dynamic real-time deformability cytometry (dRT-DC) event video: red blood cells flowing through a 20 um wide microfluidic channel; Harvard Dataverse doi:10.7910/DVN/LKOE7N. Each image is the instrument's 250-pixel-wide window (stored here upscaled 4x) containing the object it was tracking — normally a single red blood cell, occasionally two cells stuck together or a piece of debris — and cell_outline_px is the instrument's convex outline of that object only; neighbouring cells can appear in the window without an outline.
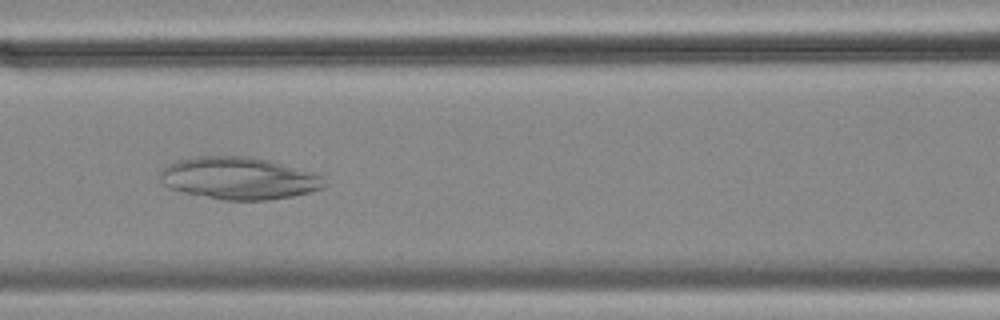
{"species": "common noctule bat (a hibernating species)", "species_latin": "Nyctalus noctula", "temperature_condition": "cold", "stored_images_in_passage": 34, "camera_frame_rate_fps": 3000, "um_per_image_px": 0.085, "animal": {"sex": "female", "body_mass_g": 18.4}, "frame": {"image": 1, "passage_image": 9, "time_ms": 2.667, "image_size_px": [1000, 320], "cell_outline_px": [[328, 184], [324, 188], [292, 196], [268, 200], [224, 200], [184, 192], [168, 188], [160, 180], [160, 172], [168, 164], [176, 160], [196, 156], [248, 156], [268, 160], [312, 172], [320, 176]], "centroid_in_image_um": [20.29, 15.15], "position_along_channel_um": 146.3, "area_um2": 40.34}}
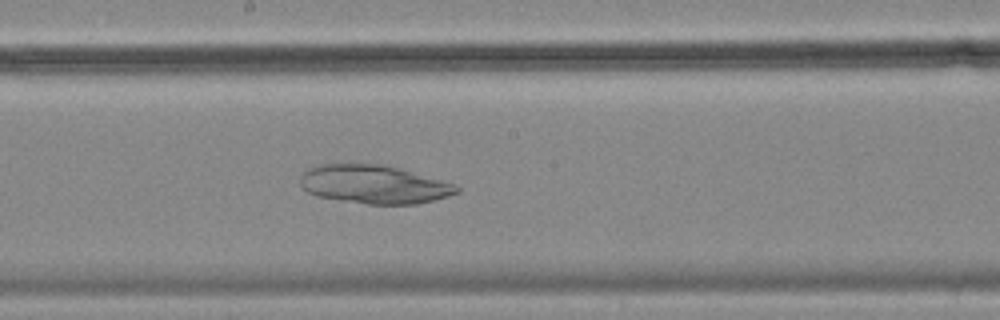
{"frame": {"image": 2, "passage_image": 15, "time_ms": 4.667, "image_size_px": [1000, 320], "cell_outline_px": [[460, 192], [448, 196], [416, 204], [368, 204], [316, 196], [308, 192], [300, 184], [300, 180], [304, 172], [308, 168], [320, 164], [388, 164], [456, 184], [460, 188]], "centroid_in_image_um": [31.82, 15.66], "position_along_channel_um": 216.4, "area_um2": 35.2}}
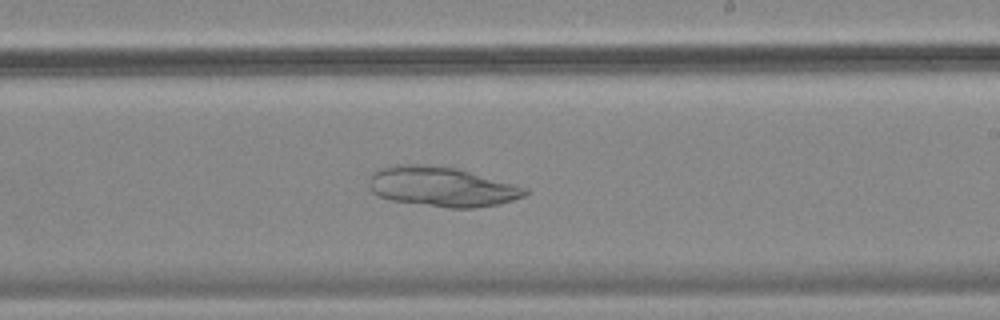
{"frame": {"image": 3, "passage_image": 18, "time_ms": 5.667, "image_size_px": [1000, 320], "cell_outline_px": [[528, 192], [524, 196], [500, 204], [472, 208], [448, 208], [392, 200], [380, 196], [372, 192], [368, 184], [368, 180], [372, 172], [376, 168], [396, 164], [416, 164], [456, 168], [528, 188]], "centroid_in_image_um": [37.51, 15.87], "position_along_channel_um": 251.5, "area_um2": 36.13}}